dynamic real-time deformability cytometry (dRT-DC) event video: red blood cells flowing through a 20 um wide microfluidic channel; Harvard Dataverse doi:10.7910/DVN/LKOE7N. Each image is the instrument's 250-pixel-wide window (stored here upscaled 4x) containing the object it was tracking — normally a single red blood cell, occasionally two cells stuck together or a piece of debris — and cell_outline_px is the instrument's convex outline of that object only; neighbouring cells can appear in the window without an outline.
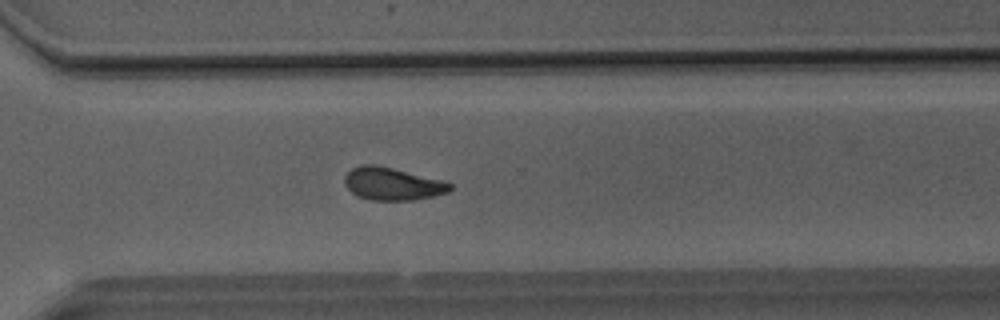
{"species": "Egyptian fruit bat (a non-hibernating species)", "species_latin": "Rousettus aegyptiacus", "temperature_condition": "room temperature", "stored_images_in_passage": 42, "camera_frame_rate_fps": 3000, "um_per_image_px": 0.085, "animal": {"sex": "male"}, "frame": {"image": 1, "passage_image": 28, "time_ms": 9.0, "image_size_px": [1000, 320], "cell_outline_px": [[452, 188], [448, 192], [432, 196], [412, 200], [372, 200], [356, 196], [344, 184], [344, 176], [352, 168], [360, 164], [376, 164], [444, 180], [452, 184]], "centroid_in_image_um": [33.34, 15.61], "position_along_channel_um": 337.3, "area_um2": 20.17}}
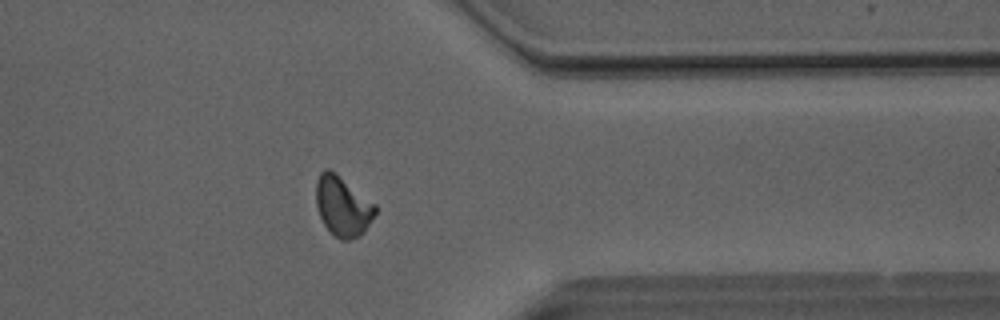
{"frame": {"image": 2, "passage_image": 32, "time_ms": 10.333, "image_size_px": [1000, 320], "cell_outline_px": [[376, 212], [364, 232], [360, 236], [348, 240], [340, 240], [324, 224], [320, 216], [316, 204], [316, 180], [320, 172], [324, 168], [328, 168], [336, 172], [376, 204]], "centroid_in_image_um": [29.13, 17.49], "position_along_channel_um": 382.3, "area_um2": 20.75}}
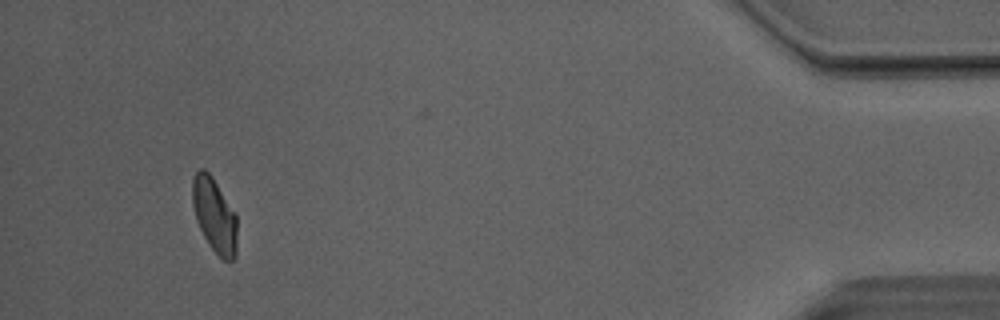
{"frame": {"image": 3, "passage_image": 39, "time_ms": 12.667, "image_size_px": [1000, 320], "cell_outline_px": [[236, 256], [232, 260], [224, 260], [208, 244], [196, 220], [192, 204], [192, 180], [196, 172], [200, 168], [204, 168], [212, 176], [236, 212]], "centroid_in_image_um": [18.22, 18.26], "position_along_channel_um": 417.0, "area_um2": 19.42}, "authors_computed_cell_mechanics": {"area_um2": 20.1433, "velocity_mm_per_s": 4.0813, "shape_relaxation_time_tau1_ms": 6.0538, "shape_relaxation_time_tau2_ms": 2.2569, "deformation_change_tau1": 0.1341, "deformation_change_tau2": 0.0897}}